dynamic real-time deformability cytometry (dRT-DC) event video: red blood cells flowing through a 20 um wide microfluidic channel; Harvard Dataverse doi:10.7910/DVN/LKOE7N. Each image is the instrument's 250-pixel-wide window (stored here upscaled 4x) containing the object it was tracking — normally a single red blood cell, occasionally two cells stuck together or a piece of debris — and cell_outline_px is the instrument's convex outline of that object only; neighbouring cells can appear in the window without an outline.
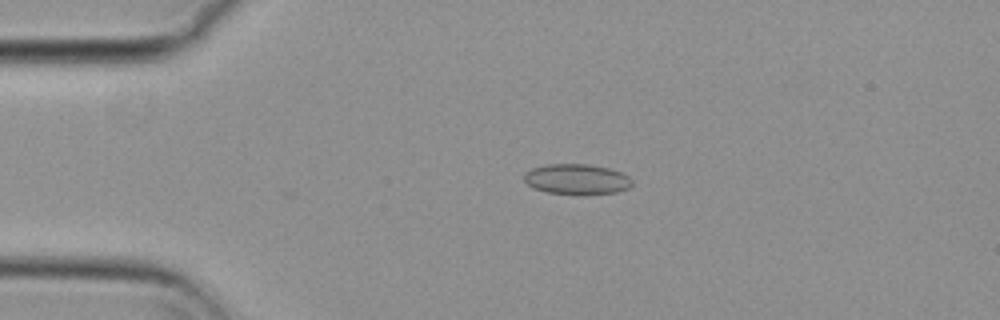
{"species": "common noctule bat (a hibernating species)", "species_latin": "Nyctalus noctula", "temperature_condition": "cold", "stored_images_in_passage": 48, "camera_frame_rate_fps": 3000, "um_per_image_px": 0.085, "animal": {"sex": "female", "body_mass_g": 29.2, "forearm_length_mm": 56.3}, "frame": {"image": 1, "passage_image": 5, "time_ms": 1.333, "image_size_px": [1000, 320], "cell_outline_px": [[632, 184], [628, 188], [616, 192], [584, 196], [548, 192], [532, 188], [524, 180], [524, 172], [532, 168], [548, 164], [588, 164], [608, 168], [620, 172], [628, 176], [632, 180]], "centroid_in_image_um": [49.01, 15.25], "position_along_channel_um": 36.0, "area_um2": 19.42}}
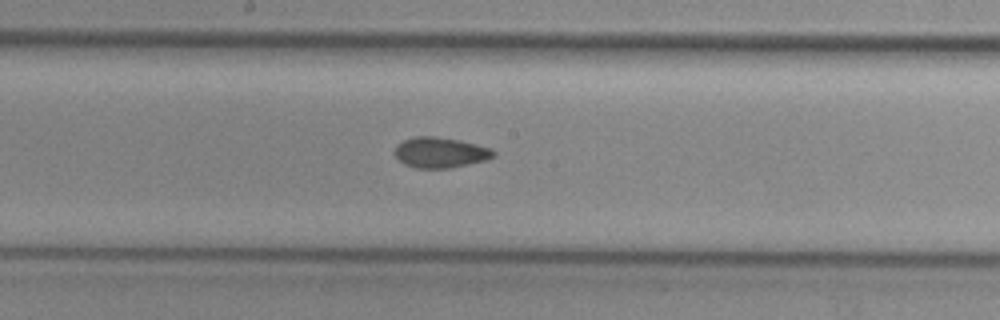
{"frame": {"image": 2, "passage_image": 22, "time_ms": 7.0, "image_size_px": [1000, 320], "cell_outline_px": [[496, 156], [488, 160], [448, 168], [416, 168], [404, 164], [392, 152], [396, 144], [412, 136], [432, 136], [460, 140], [492, 148], [496, 152]], "centroid_in_image_um": [37.42, 12.96], "position_along_channel_um": 210.8, "area_um2": 17.8}}
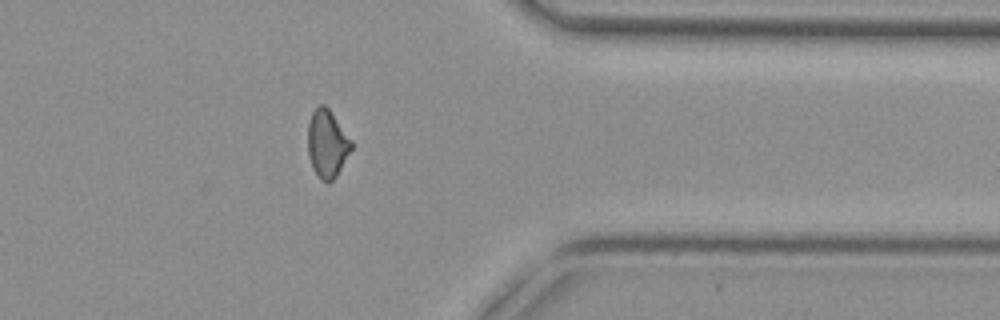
{"frame": {"image": 3, "passage_image": 37, "time_ms": 12.0, "image_size_px": [1000, 320], "cell_outline_px": [[352, 148], [336, 176], [328, 184], [320, 180], [312, 168], [308, 156], [308, 124], [312, 112], [320, 104], [324, 104], [328, 108], [352, 140]], "centroid_in_image_um": [27.79, 12.24], "position_along_channel_um": 383.6, "area_um2": 17.17}, "authors_computed_cell_mechanics": {"area_um2": 17.4267, "velocity_mm_per_s": 3.7196, "shape_relaxation_time_tau1_ms": null, "shape_relaxation_time_tau2_ms": 2.348, "deformation_change_tau1": null, "deformation_change_tau2": 0.0812}}